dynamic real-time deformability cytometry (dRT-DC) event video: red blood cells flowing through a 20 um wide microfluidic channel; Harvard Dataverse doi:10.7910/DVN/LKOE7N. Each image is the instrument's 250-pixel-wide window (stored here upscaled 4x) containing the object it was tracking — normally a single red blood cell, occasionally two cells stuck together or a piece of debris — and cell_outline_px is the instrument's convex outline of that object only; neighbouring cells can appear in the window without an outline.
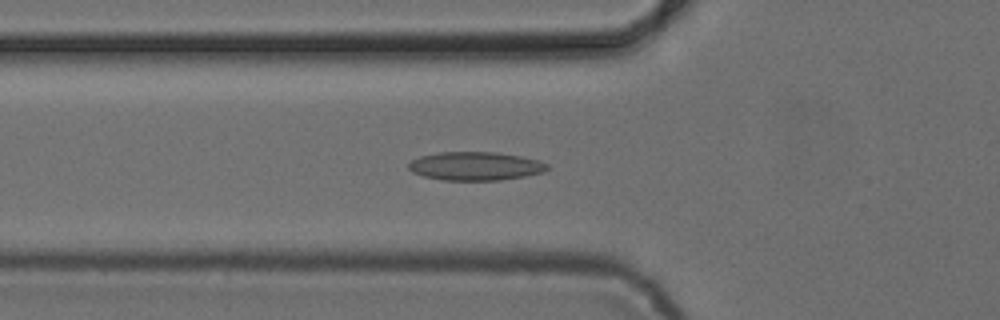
{"species": "common noctule bat (a hibernating species)", "species_latin": "Nyctalus noctula", "temperature_condition": "cold", "stored_images_in_passage": 49, "camera_frame_rate_fps": 3000, "um_per_image_px": 0.085, "animal": {"sex": "female", "body_mass_g": 24.6, "forearm_length_mm": 56.2}, "frame": {"image": 1, "passage_image": 15, "time_ms": 4.667, "image_size_px": [1000, 320], "cell_outline_px": [[548, 168], [544, 172], [524, 176], [500, 180], [444, 180], [424, 176], [412, 172], [408, 168], [408, 164], [412, 160], [420, 156], [440, 152], [496, 152], [520, 156], [540, 160], [548, 164]], "centroid_in_image_um": [40.42, 14.11], "position_along_channel_um": 85.4, "area_um2": 23.0}}
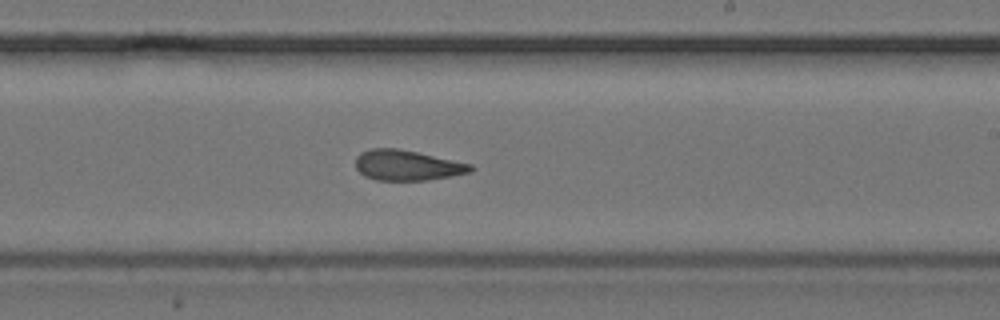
{"frame": {"image": 2, "passage_image": 28, "time_ms": 9.0, "image_size_px": [1000, 320], "cell_outline_px": [[476, 168], [472, 172], [452, 176], [428, 180], [376, 180], [364, 176], [356, 168], [356, 156], [360, 152], [372, 148], [396, 148], [416, 152], [472, 164]], "centroid_in_image_um": [34.62, 14.05], "position_along_channel_um": 254.4, "area_um2": 20.4}}
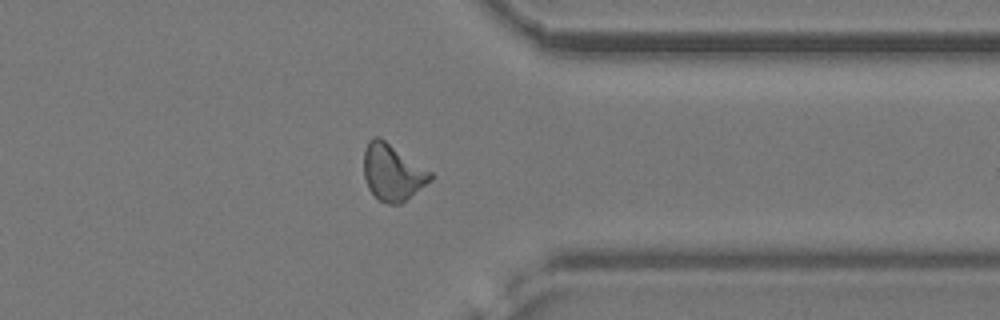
{"frame": {"image": 3, "passage_image": 38, "time_ms": 12.333, "image_size_px": [1000, 320], "cell_outline_px": [[432, 180], [400, 204], [388, 204], [380, 200], [368, 188], [364, 176], [364, 148], [368, 140], [372, 136], [380, 136], [432, 172]], "centroid_in_image_um": [33.35, 14.61], "position_along_channel_um": 378.1, "area_um2": 21.96}, "authors_computed_cell_mechanics": {"area_um2": 21.2704, "velocity_mm_per_s": 3.884, "shape_relaxation_time_tau1_ms": null, "shape_relaxation_time_tau2_ms": 3.6308, "deformation_change_tau1": null, "deformation_change_tau2": 0.1151}}